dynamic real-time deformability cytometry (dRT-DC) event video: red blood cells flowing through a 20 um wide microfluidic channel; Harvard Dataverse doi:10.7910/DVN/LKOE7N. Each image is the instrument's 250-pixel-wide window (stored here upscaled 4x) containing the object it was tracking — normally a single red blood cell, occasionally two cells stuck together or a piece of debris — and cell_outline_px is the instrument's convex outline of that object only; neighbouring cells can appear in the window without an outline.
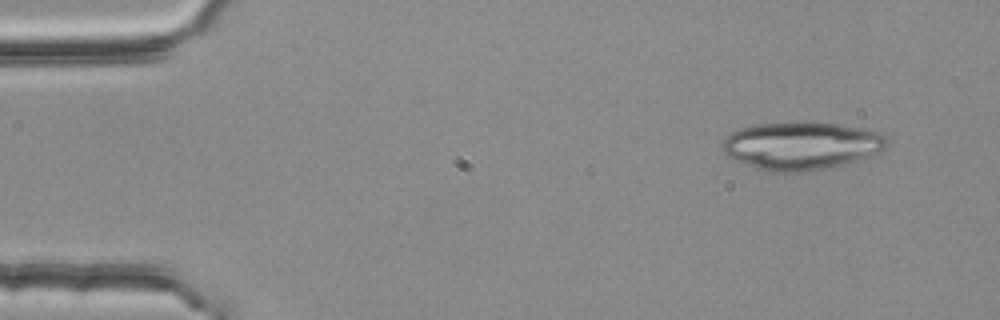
{"species": "common noctule bat (a hibernating species)", "species_latin": "Nyctalus noctula", "temperature_condition": "room temperature", "stored_images_in_passage": 3, "camera_frame_rate_fps": 3000, "um_per_image_px": 0.085, "animal": {"sex": "female", "body_mass_g": 25.1}, "frame": {"image": 1, "passage_image": 1, "time_ms": 0.0, "image_size_px": [1000, 320], "cell_outline_px": [[888, 144], [880, 152], [868, 156], [840, 164], [824, 168], [796, 172], [772, 172], [756, 168], [724, 156], [724, 140], [732, 132], [740, 128], [756, 124], [836, 124], [868, 128], [884, 136], [888, 140]], "centroid_in_image_um": [68.1, 12.4], "position_along_channel_um": 16.9, "area_um2": 44.8}}